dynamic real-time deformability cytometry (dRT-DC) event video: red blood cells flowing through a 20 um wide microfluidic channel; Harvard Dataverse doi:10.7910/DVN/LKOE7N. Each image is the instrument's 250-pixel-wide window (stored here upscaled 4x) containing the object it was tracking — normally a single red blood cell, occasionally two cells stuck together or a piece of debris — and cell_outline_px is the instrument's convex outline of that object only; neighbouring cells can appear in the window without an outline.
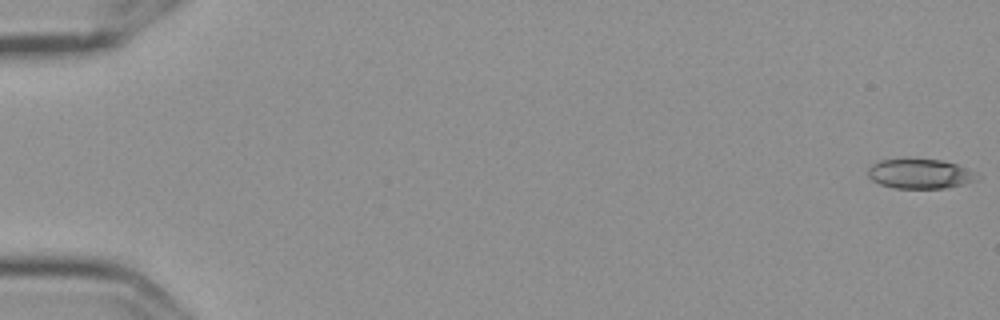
{"species": "Egyptian fruit bat (a non-hibernating species)", "species_latin": "Rousettus aegyptiacus", "temperature_condition": "cold", "stored_images_in_passage": 18, "camera_frame_rate_fps": 3000, "um_per_image_px": 0.085, "frame": {"image": 1, "passage_image": 1, "time_ms": 0.0, "image_size_px": [1000, 320], "cell_outline_px": [[980, 176], [976, 180], [964, 184], [944, 188], [892, 188], [880, 184], [872, 180], [868, 176], [868, 168], [872, 164], [880, 160], [940, 160], [956, 164]], "centroid_in_image_um": [78.16, 14.79], "position_along_channel_um": 6.8, "area_um2": 18.5}}
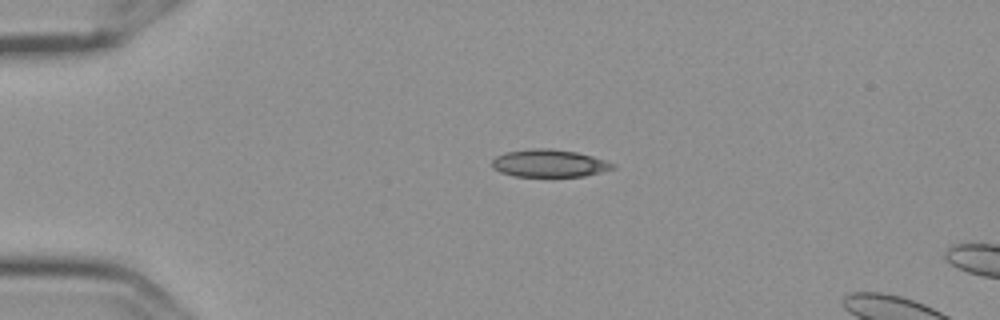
{"frame": {"image": 2, "passage_image": 14, "time_ms": 4.333, "image_size_px": [1000, 320], "cell_outline_px": [[616, 168], [584, 176], [512, 176], [500, 172], [492, 168], [492, 160], [496, 156], [508, 152], [540, 148], [548, 148], [576, 152], [592, 156], [616, 164]], "centroid_in_image_um": [46.69, 13.89], "position_along_channel_um": 38.3, "area_um2": 19.19}}